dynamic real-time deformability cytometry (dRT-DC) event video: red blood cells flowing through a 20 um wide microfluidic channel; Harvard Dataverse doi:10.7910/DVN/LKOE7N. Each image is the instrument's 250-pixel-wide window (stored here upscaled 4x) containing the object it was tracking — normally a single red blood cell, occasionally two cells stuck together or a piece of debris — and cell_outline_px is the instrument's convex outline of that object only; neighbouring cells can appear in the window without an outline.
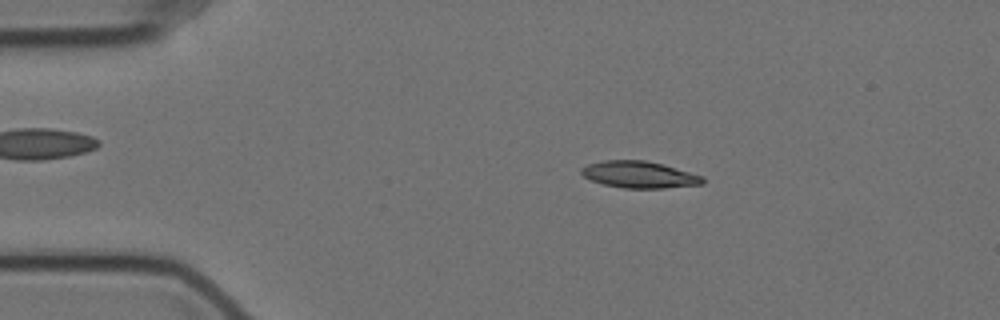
{"species": "Egyptian fruit bat (a non-hibernating species)", "species_latin": "Rousettus aegyptiacus", "temperature_condition": "cold", "stored_images_in_passage": 57, "camera_frame_rate_fps": 3000, "um_per_image_px": 0.085, "animal": {"sex": "female"}, "frame": {"image": 1, "passage_image": 10, "time_ms": 3.0, "image_size_px": [1000, 320], "cell_outline_px": [[704, 184], [664, 188], [624, 188], [604, 184], [592, 180], [584, 176], [580, 172], [580, 168], [588, 164], [604, 160], [644, 160], [660, 164], [704, 176]], "centroid_in_image_um": [54.33, 14.84], "position_along_channel_um": 30.7, "area_um2": 18.73}}
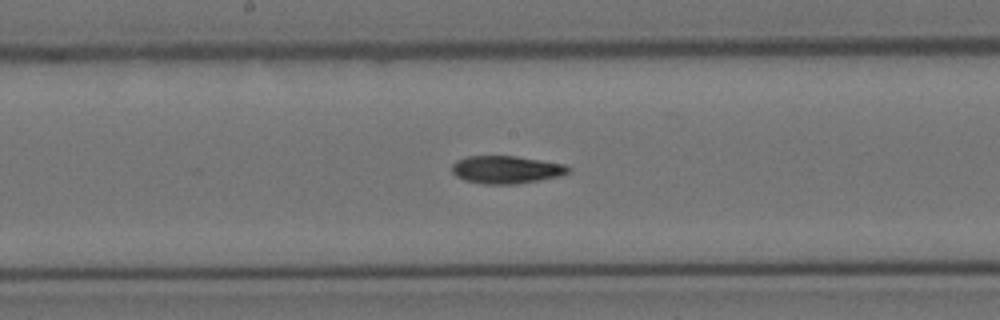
{"frame": {"image": 2, "passage_image": 29, "time_ms": 9.333, "image_size_px": [1000, 320], "cell_outline_px": [[572, 168], [568, 172], [560, 176], [540, 180], [516, 184], [484, 184], [464, 180], [456, 176], [452, 172], [452, 164], [456, 160], [464, 156], [516, 156], [564, 164]], "centroid_in_image_um": [43.01, 14.42], "position_along_channel_um": 205.2, "area_um2": 18.9}}
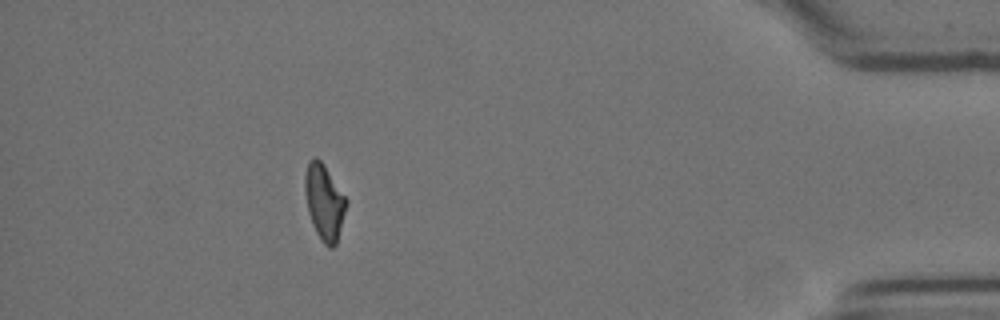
{"frame": {"image": 3, "passage_image": 51, "time_ms": 16.667, "image_size_px": [1000, 320], "cell_outline_px": [[348, 204], [336, 244], [332, 248], [328, 248], [320, 240], [312, 224], [308, 212], [304, 192], [304, 176], [308, 160], [316, 156], [320, 160], [348, 200]], "centroid_in_image_um": [27.55, 17.19], "position_along_channel_um": 407.6, "area_um2": 18.38}, "authors_computed_cell_mechanics": {"area_um2": 18.6694, "velocity_mm_per_s": 3.5073, "shape_relaxation_time_tau1_ms": null, "shape_relaxation_time_tau2_ms": 5.7182, "deformation_change_tau1": null, "deformation_change_tau2": 0.129}}